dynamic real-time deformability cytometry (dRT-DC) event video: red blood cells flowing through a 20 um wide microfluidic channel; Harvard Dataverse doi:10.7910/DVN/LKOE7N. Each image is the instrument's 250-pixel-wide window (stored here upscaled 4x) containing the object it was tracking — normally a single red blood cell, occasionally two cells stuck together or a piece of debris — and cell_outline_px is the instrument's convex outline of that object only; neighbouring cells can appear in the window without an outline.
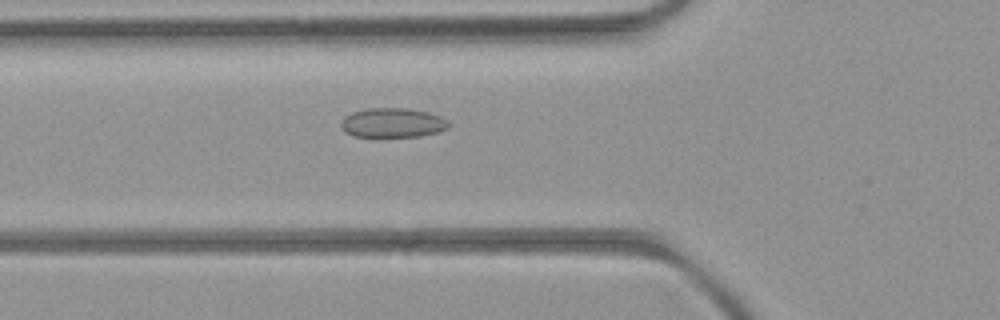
{"species": "common noctule bat (a hibernating species)", "species_latin": "Nyctalus noctula", "temperature_condition": "room temperature", "stored_images_in_passage": 23, "camera_frame_rate_fps": 3000, "um_per_image_px": 0.085, "animal": {"sex": "female", "body_mass_g": 21.9}, "frame": {"image": 1, "passage_image": 7, "time_ms": 2.0, "image_size_px": [1000, 320], "cell_outline_px": [[452, 124], [448, 128], [436, 132], [420, 136], [380, 140], [352, 136], [344, 132], [340, 128], [340, 120], [344, 116], [352, 112], [368, 108], [408, 108], [428, 112], [440, 116], [448, 120]], "centroid_in_image_um": [33.31, 10.49], "position_along_channel_um": 92.5, "area_um2": 19.65}}
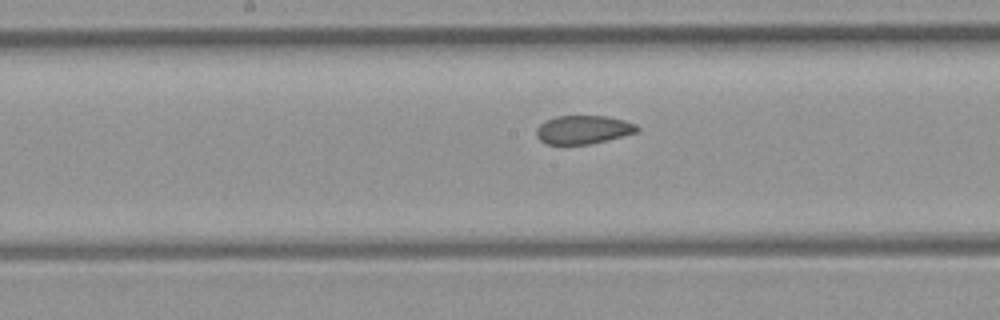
{"frame": {"image": 2, "passage_image": 15, "time_ms": 4.667, "image_size_px": [1000, 320], "cell_outline_px": [[640, 128], [636, 132], [608, 140], [588, 144], [544, 144], [536, 136], [536, 128], [544, 120], [556, 116], [608, 116], [624, 120], [636, 124]], "centroid_in_image_um": [49.55, 11.02], "position_along_channel_um": 198.7, "area_um2": 16.82}}
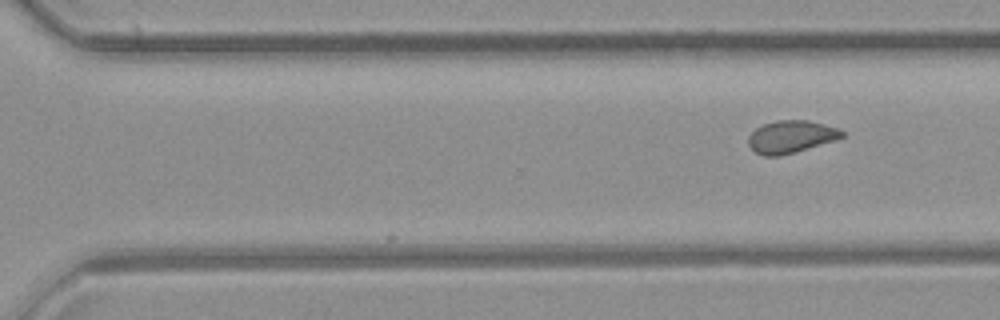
{"frame": {"image": 3, "passage_image": 23, "time_ms": 7.333, "image_size_px": [1000, 320], "cell_outline_px": [[844, 136], [836, 140], [780, 156], [764, 156], [756, 152], [748, 144], [748, 136], [756, 128], [764, 124], [776, 120], [808, 120], [836, 128], [844, 132]], "centroid_in_image_um": [67.21, 11.62], "position_along_channel_um": 303.4, "area_um2": 17.51}}